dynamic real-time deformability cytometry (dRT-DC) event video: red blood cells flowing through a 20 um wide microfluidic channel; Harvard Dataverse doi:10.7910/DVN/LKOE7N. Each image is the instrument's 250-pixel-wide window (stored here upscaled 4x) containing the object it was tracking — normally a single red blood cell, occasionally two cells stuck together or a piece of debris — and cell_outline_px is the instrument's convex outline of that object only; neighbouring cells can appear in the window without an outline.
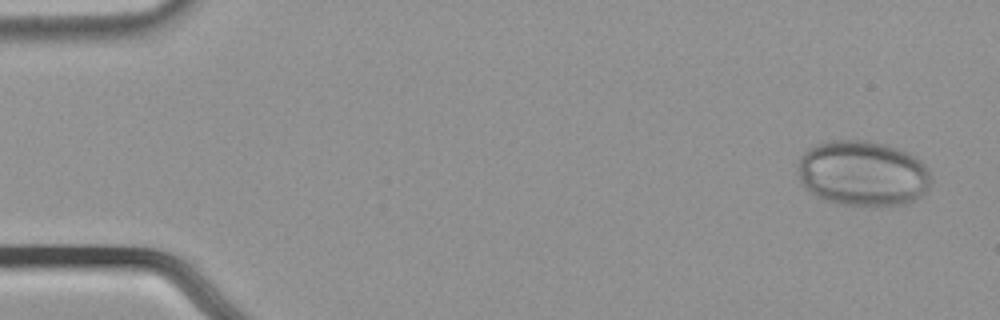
{"species": "common noctule bat (a hibernating species)", "species_latin": "Nyctalus noctula", "temperature_condition": "cold", "stored_images_in_passage": 53, "camera_frame_rate_fps": 3000, "um_per_image_px": 0.085, "animal": {"sex": "male", "body_mass_g": 21.5, "forearm_length_mm": 52.0}, "frame": {"image": 1, "passage_image": 1, "time_ms": 0.0, "image_size_px": [1000, 320], "cell_outline_px": [[932, 180], [928, 188], [920, 196], [904, 204], [880, 208], [864, 208], [836, 204], [824, 200], [816, 196], [804, 188], [800, 184], [800, 156], [808, 148], [816, 144], [832, 140], [868, 140], [884, 144], [908, 152], [916, 156], [924, 164], [932, 176]], "centroid_in_image_um": [73.34, 14.78], "position_along_channel_um": 11.7, "area_um2": 51.85}}
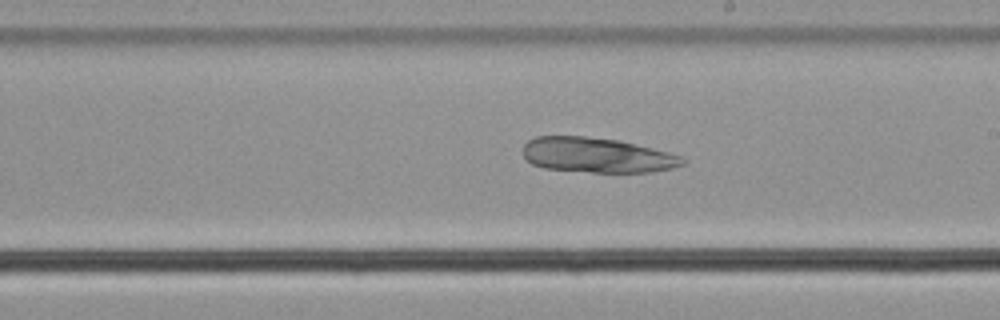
{"frame": {"image": 2, "passage_image": 30, "time_ms": 9.667, "image_size_px": [1000, 320], "cell_outline_px": [[688, 164], [672, 168], [652, 172], [592, 172], [544, 168], [532, 164], [524, 156], [524, 144], [528, 140], [536, 136], [584, 136], [620, 140], [668, 152], [680, 156], [688, 160]], "centroid_in_image_um": [50.78, 13.18], "position_along_channel_um": 238.2, "area_um2": 32.66}}
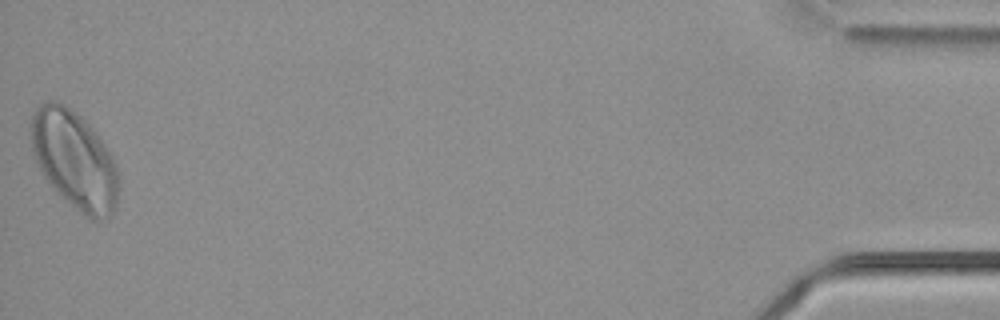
{"frame": {"image": 3, "passage_image": 53, "time_ms": 17.333, "image_size_px": [1000, 320], "cell_outline_px": [[120, 188], [116, 208], [104, 220], [88, 220], [60, 196], [52, 188], [44, 176], [36, 160], [32, 148], [28, 132], [28, 124], [36, 108], [40, 104], [48, 100], [52, 100], [64, 104], [76, 112], [92, 128], [112, 156], [116, 164], [120, 176]], "centroid_in_image_um": [6.33, 13.62], "position_along_channel_um": 428.9, "area_um2": 50.92}}